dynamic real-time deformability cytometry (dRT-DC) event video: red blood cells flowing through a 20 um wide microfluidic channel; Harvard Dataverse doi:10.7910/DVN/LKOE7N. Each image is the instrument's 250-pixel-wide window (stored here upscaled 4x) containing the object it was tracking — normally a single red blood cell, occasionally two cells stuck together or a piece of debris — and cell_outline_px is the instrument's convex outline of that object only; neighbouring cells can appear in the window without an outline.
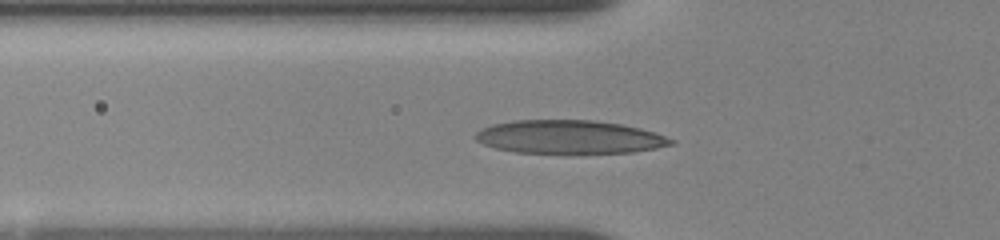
{"species": "human", "species_latin": "Homo sapiens", "temperature_condition": "room temperature", "stored_images_in_passage": 42, "camera_frame_rate_fps": 3000, "um_per_image_px": 0.085, "donor": {"sex": "female"}, "frame": {"image": 1, "passage_image": 2, "time_ms": 0.333, "image_size_px": [1000, 240], "cell_outline_px": [[676, 144], [656, 148], [632, 152], [516, 152], [496, 148], [484, 144], [476, 140], [476, 132], [492, 124], [516, 120], [592, 120], [620, 124], [640, 128], [676, 140]], "centroid_in_image_um": [48.42, 11.63], "position_along_channel_um": 77.4, "area_um2": 37.45}}
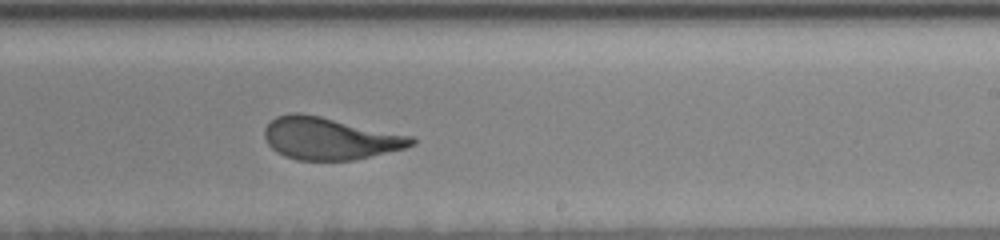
{"frame": {"image": 2, "passage_image": 27, "time_ms": 5.333, "image_size_px": [1000, 240], "cell_outline_px": [[416, 144], [404, 148], [352, 160], [296, 160], [284, 156], [276, 152], [268, 144], [264, 136], [264, 128], [276, 116], [292, 112], [300, 112], [320, 116], [412, 136], [416, 140]], "centroid_in_image_um": [27.99, 11.76], "position_along_channel_um": 261.0, "area_um2": 36.01}}
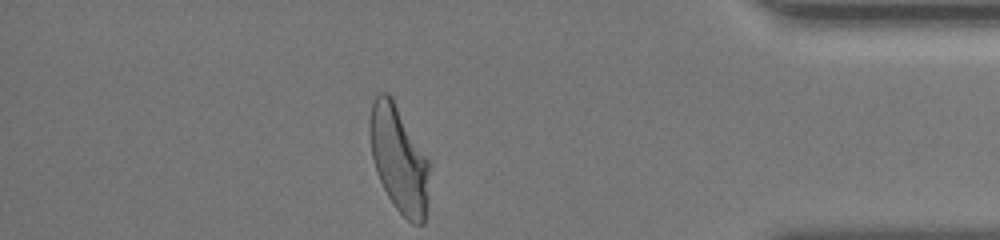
{"frame": {"image": 3, "passage_image": 42, "time_ms": 10.0, "image_size_px": [1000, 240], "cell_outline_px": [[428, 200], [424, 224], [412, 224], [396, 208], [388, 196], [376, 172], [372, 156], [368, 132], [368, 120], [372, 100], [376, 92], [388, 92], [392, 96], [428, 160]], "centroid_in_image_um": [33.86, 13.48], "position_along_channel_um": 401.3, "area_um2": 37.11}, "authors_computed_cell_mechanics": {"area_um2": 36.6452, "velocity_mm_per_s": 3.6597, "shape_relaxation_time_tau1_ms": 3.2619, "shape_relaxation_time_tau2_ms": 0.7117, "deformation_change_tau1": 0.1866, "deformation_change_tau2": 0.08}}